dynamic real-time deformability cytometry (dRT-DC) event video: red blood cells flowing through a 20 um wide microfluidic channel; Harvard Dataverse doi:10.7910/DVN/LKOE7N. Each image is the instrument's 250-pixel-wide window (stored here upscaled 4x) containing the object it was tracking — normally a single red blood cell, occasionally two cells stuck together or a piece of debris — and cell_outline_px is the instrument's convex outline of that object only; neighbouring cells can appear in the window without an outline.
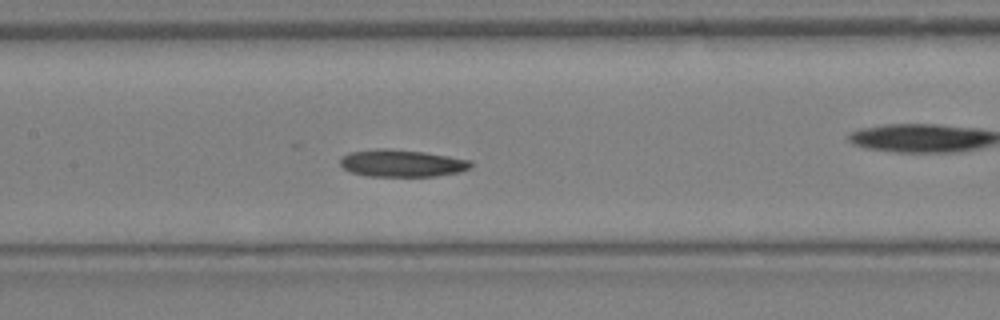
{"species": "Egyptian fruit bat (a non-hibernating species)", "species_latin": "Rousettus aegyptiacus", "temperature_condition": "warm", "stored_images_in_passage": 33, "camera_frame_rate_fps": 3000, "um_per_image_px": 0.085, "animal": {"sex": "female"}, "frame": {"image": 1, "passage_image": 15, "time_ms": 4.667, "image_size_px": [1000, 320], "cell_outline_px": [[472, 164], [468, 168], [460, 172], [432, 176], [364, 176], [352, 172], [344, 168], [340, 164], [340, 156], [348, 152], [376, 148], [388, 148], [424, 152], [472, 160]], "centroid_in_image_um": [34.11, 13.86], "position_along_channel_um": 173.3, "area_um2": 20.81}}